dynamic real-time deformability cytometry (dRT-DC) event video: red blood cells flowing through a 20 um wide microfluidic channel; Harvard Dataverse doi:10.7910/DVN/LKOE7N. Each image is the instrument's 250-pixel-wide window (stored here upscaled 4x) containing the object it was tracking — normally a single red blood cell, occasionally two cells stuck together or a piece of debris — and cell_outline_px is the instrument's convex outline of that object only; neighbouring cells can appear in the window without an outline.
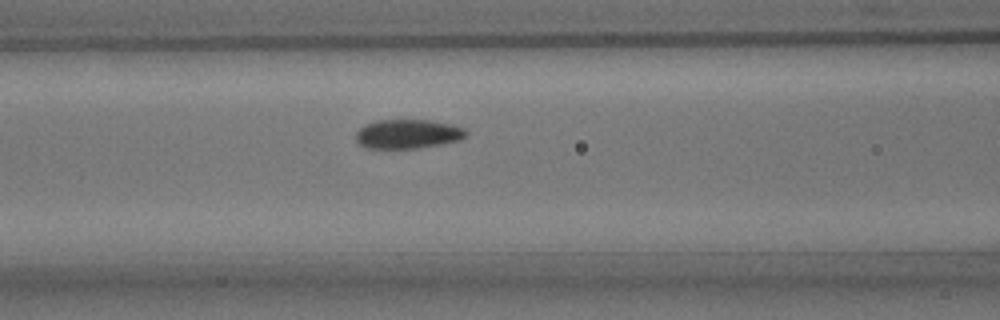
{"species": "common noctule bat (a hibernating species)", "species_latin": "Nyctalus noctula", "temperature_condition": "room temperature", "stored_images_in_passage": 32, "camera_frame_rate_fps": 3000, "um_per_image_px": 0.085, "animal": {"sex": "male", "body_mass_g": 15.6}, "frame": {"image": 1, "passage_image": 7, "time_ms": 2.0, "image_size_px": [1000, 320], "cell_outline_px": [[468, 136], [460, 140], [420, 148], [364, 148], [356, 140], [356, 132], [364, 124], [376, 120], [428, 120], [452, 124], [464, 128], [468, 132]], "centroid_in_image_um": [34.67, 11.38], "position_along_channel_um": 131.9, "area_um2": 18.9}}
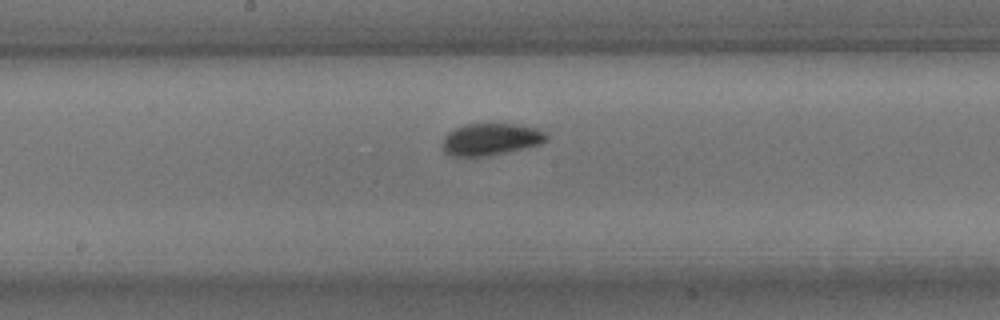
{"frame": {"image": 2, "passage_image": 13, "time_ms": 4.0, "image_size_px": [1000, 320], "cell_outline_px": [[548, 140], [540, 144], [508, 152], [488, 156], [448, 156], [444, 152], [444, 136], [448, 132], [464, 124], [512, 124], [536, 128], [544, 132], [548, 136]], "centroid_in_image_um": [41.71, 11.85], "position_along_channel_um": 206.5, "area_um2": 19.31}}
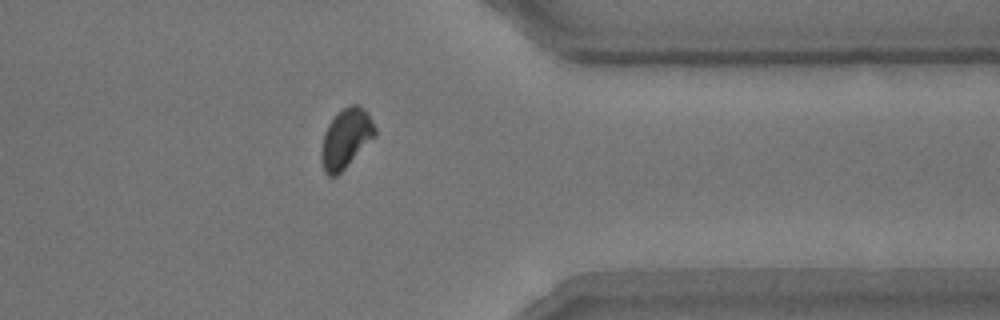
{"frame": {"image": 3, "passage_image": 28, "time_ms": 9.0, "image_size_px": [1000, 320], "cell_outline_px": [[376, 136], [336, 176], [328, 176], [324, 172], [320, 160], [320, 152], [324, 132], [328, 124], [336, 112], [348, 104], [356, 104], [364, 108], [368, 112], [376, 128]], "centroid_in_image_um": [29.39, 11.73], "position_along_channel_um": 382.0, "area_um2": 18.84}, "authors_computed_cell_mechanics": {"area_um2": 19.2763, "velocity_mm_per_s": 3.7218, "shape_relaxation_time_tau1_ms": 2.3864, "shape_relaxation_time_tau2_ms": null, "deformation_change_tau1": 0.0825, "deformation_change_tau2": null}}